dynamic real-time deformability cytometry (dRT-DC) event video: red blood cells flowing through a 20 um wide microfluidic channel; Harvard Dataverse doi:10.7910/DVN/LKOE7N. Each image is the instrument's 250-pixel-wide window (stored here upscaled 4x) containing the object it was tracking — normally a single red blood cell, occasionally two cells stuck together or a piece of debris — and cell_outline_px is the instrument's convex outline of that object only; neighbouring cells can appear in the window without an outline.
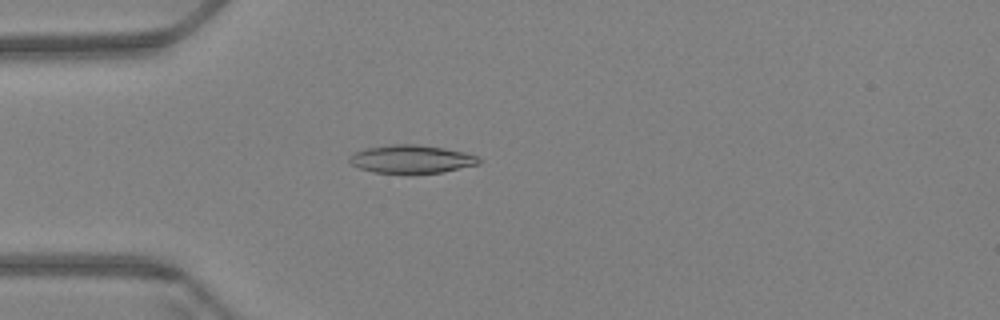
{"species": "Egyptian fruit bat (a non-hibernating species)", "species_latin": "Rousettus aegyptiacus", "temperature_condition": "warm", "stored_images_in_passage": 60, "camera_frame_rate_fps": 3000, "um_per_image_px": 0.085, "animal": {"sex": "female"}, "frame": {"image": 1, "passage_image": 17, "time_ms": 5.333, "image_size_px": [1000, 320], "cell_outline_px": [[480, 164], [440, 172], [372, 172], [360, 168], [352, 164], [348, 160], [348, 156], [352, 152], [364, 148], [388, 144], [416, 144], [444, 148], [464, 152], [476, 156], [480, 160]], "centroid_in_image_um": [34.91, 13.5], "position_along_channel_um": 50.1, "area_um2": 21.04}}
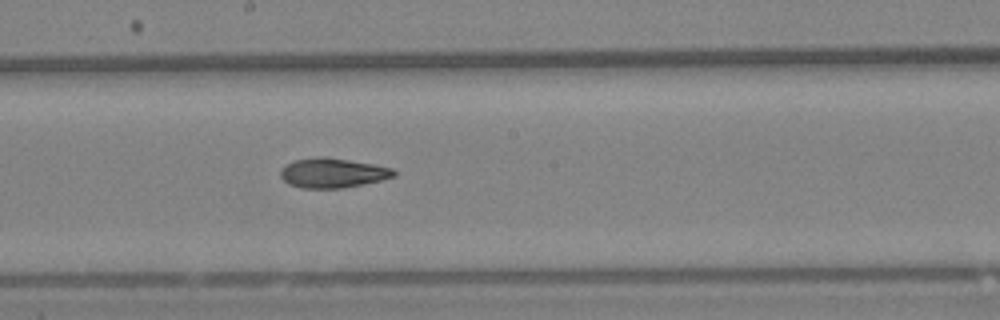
{"frame": {"image": 2, "passage_image": 33, "time_ms": 10.667, "image_size_px": [1000, 320], "cell_outline_px": [[396, 176], [380, 180], [344, 188], [304, 188], [288, 184], [280, 176], [280, 172], [284, 164], [296, 160], [316, 156], [324, 156], [372, 164], [392, 168], [396, 172]], "centroid_in_image_um": [28.25, 14.69], "position_along_channel_um": 220.0, "area_um2": 19.54}}
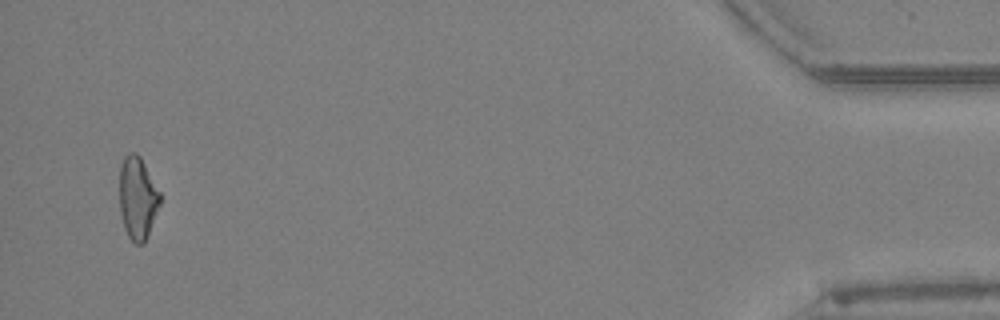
{"frame": {"image": 3, "passage_image": 58, "time_ms": 19.0, "image_size_px": [1000, 320], "cell_outline_px": [[160, 204], [144, 244], [136, 244], [128, 236], [124, 228], [120, 212], [120, 164], [124, 156], [128, 152], [136, 152], [140, 156], [160, 192]], "centroid_in_image_um": [11.68, 16.81], "position_along_channel_um": 423.5, "area_um2": 19.48}, "authors_computed_cell_mechanics": {"area_um2": 19.8832, "velocity_mm_per_s": 3.4161, "shape_relaxation_time_tau1_ms": null, "shape_relaxation_time_tau2_ms": 4.5354, "deformation_change_tau1": null, "deformation_change_tau2": 0.1174}}